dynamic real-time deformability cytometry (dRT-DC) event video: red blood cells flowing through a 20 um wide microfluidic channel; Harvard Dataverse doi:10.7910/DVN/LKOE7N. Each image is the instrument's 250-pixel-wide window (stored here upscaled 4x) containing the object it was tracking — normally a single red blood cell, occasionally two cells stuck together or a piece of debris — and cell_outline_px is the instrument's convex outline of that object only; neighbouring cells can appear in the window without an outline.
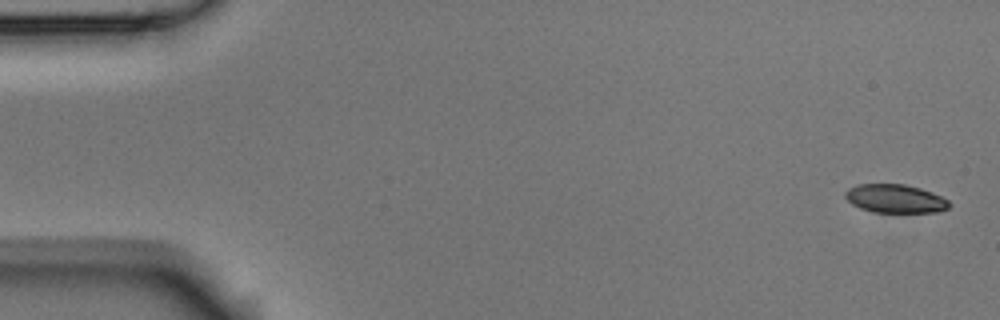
{"species": "Egyptian fruit bat (a non-hibernating species)", "species_latin": "Rousettus aegyptiacus", "temperature_condition": "room temperature", "stored_images_in_passage": 5, "camera_frame_rate_fps": 3000, "um_per_image_px": 0.085, "animal": {"sex": "male"}, "frame": {"image": 1, "passage_image": 1, "time_ms": 0.0, "image_size_px": [1000, 320], "cell_outline_px": [[952, 204], [948, 208], [936, 212], [876, 212], [860, 208], [852, 204], [844, 196], [844, 192], [848, 188], [856, 184], [904, 184], [920, 188], [932, 192], [948, 200]], "centroid_in_image_um": [76.08, 16.87], "position_along_channel_um": 8.9, "area_um2": 17.28}}
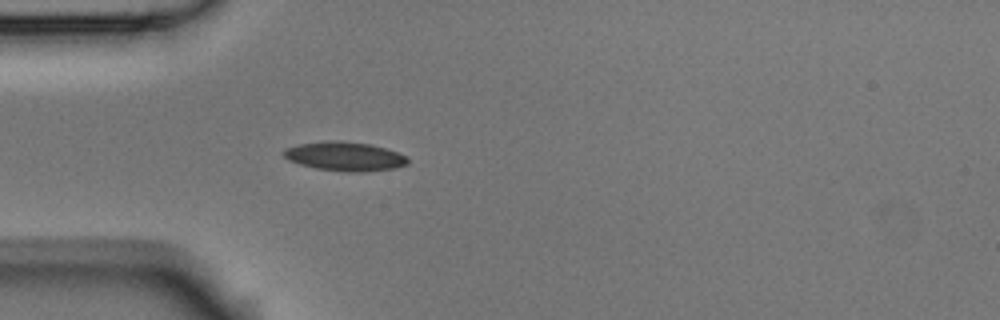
{"frame": {"image": 2, "passage_image": 5, "time_ms": 1.333, "image_size_px": [1000, 320], "cell_outline_px": [[408, 164], [392, 168], [364, 172], [348, 172], [316, 168], [300, 164], [288, 160], [280, 152], [284, 148], [300, 144], [328, 140], [340, 140], [372, 144], [408, 156]], "centroid_in_image_um": [29.28, 13.28], "position_along_channel_um": 55.7, "area_um2": 21.1}}